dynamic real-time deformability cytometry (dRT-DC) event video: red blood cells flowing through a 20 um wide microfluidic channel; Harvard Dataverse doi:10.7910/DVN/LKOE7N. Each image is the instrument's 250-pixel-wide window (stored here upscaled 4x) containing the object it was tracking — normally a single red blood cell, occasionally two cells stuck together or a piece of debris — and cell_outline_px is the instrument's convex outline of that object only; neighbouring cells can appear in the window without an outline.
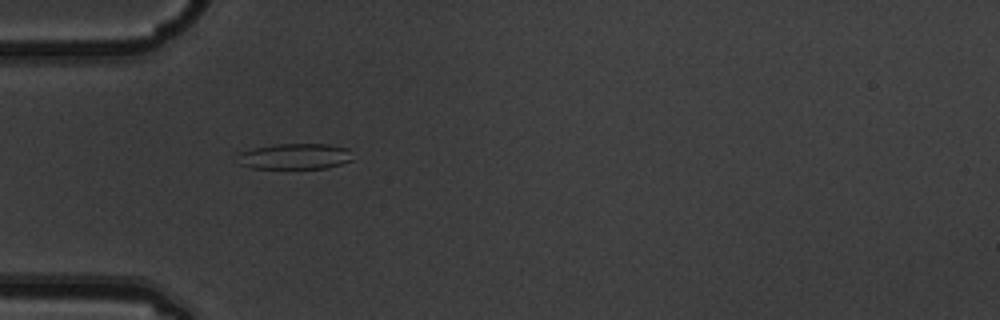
{"species": "common noctule bat (a hibernating species)", "species_latin": "Nyctalus noctula", "temperature_condition": "warm", "stored_images_in_passage": 5, "camera_frame_rate_fps": 3000, "um_per_image_px": 0.085, "animal": {"sex": "male", "body_mass_g": 19.5, "forearm_length_mm": 54.6}, "frame": {"image": 1, "passage_image": 5, "time_ms": 1.333, "image_size_px": [1000, 320], "cell_outline_px": [[352, 160], [340, 164], [324, 168], [252, 168], [236, 164], [240, 152], [252, 148], [272, 144], [328, 144], [348, 148]], "centroid_in_image_um": [25.01, 13.28], "position_along_channel_um": 60.0, "area_um2": 17.34}}